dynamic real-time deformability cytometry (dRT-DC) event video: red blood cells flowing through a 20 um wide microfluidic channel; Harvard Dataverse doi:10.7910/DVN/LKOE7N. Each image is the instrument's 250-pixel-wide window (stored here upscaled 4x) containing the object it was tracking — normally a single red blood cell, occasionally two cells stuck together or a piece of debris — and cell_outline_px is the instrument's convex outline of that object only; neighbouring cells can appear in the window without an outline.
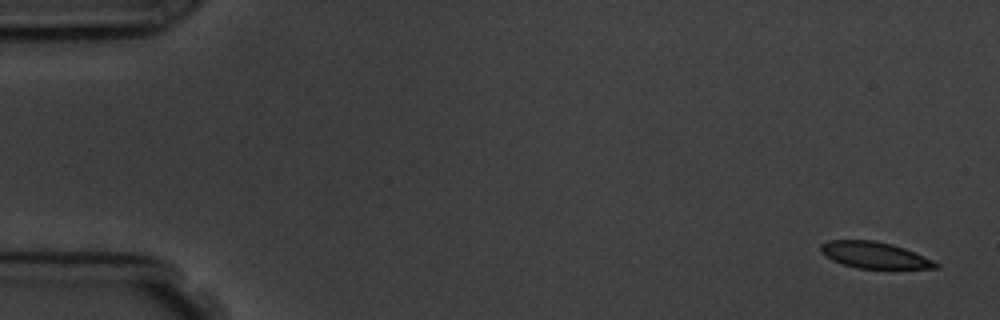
{"species": "common noctule bat (a hibernating species)", "species_latin": "Nyctalus noctula", "temperature_condition": "room temperature", "stored_images_in_passage": 5, "camera_frame_rate_fps": 3000, "um_per_image_px": 0.085, "animal": {"sex": "male", "body_mass_g": 19.5, "forearm_length_mm": 54.6}, "frame": {"image": 1, "passage_image": 1, "time_ms": 0.0, "image_size_px": [1000, 320], "cell_outline_px": [[940, 268], [856, 268], [832, 260], [824, 256], [820, 252], [820, 244], [828, 240], [872, 240], [892, 244], [904, 248], [932, 260], [940, 264]], "centroid_in_image_um": [74.28, 21.67], "position_along_channel_um": 10.7, "area_um2": 17.57}}
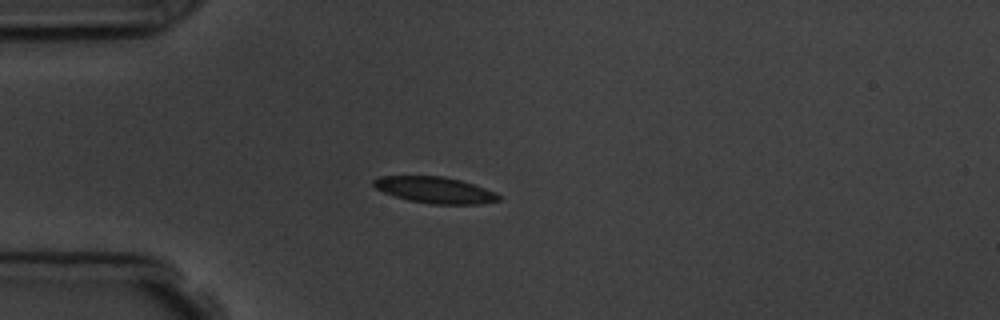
{"frame": {"image": 2, "passage_image": 5, "time_ms": 4.333, "image_size_px": [1000, 320], "cell_outline_px": [[500, 200], [480, 204], [432, 204], [408, 200], [384, 192], [376, 188], [372, 184], [372, 180], [380, 176], [444, 176], [460, 180], [496, 192], [500, 196]], "centroid_in_image_um": [36.96, 16.15], "position_along_channel_um": 48.0, "area_um2": 19.07}}